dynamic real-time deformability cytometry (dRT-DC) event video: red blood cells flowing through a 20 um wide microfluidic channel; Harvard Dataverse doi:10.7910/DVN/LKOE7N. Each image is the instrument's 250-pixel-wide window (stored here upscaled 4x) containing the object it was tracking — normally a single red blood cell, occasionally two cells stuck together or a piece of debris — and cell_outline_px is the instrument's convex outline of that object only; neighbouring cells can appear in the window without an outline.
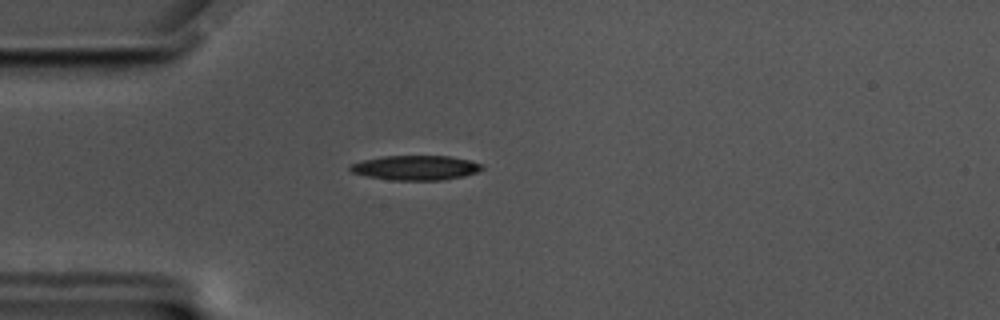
{"species": "common noctule bat (a hibernating species)", "species_latin": "Nyctalus noctula", "temperature_condition": "cold", "stored_images_in_passage": 58, "camera_frame_rate_fps": 3000, "um_per_image_px": 0.085, "animal": {"sex": "male", "body_mass_g": 17.5, "forearm_length_mm": 52.3}, "frame": {"image": 1, "passage_image": 16, "time_ms": 5.0, "image_size_px": [1000, 320], "cell_outline_px": [[484, 168], [476, 172], [464, 176], [444, 180], [388, 180], [368, 176], [352, 172], [348, 168], [352, 164], [364, 160], [384, 156], [448, 156], [468, 160], [484, 164]], "centroid_in_image_um": [35.36, 14.26], "position_along_channel_um": 49.6, "area_um2": 18.84}}
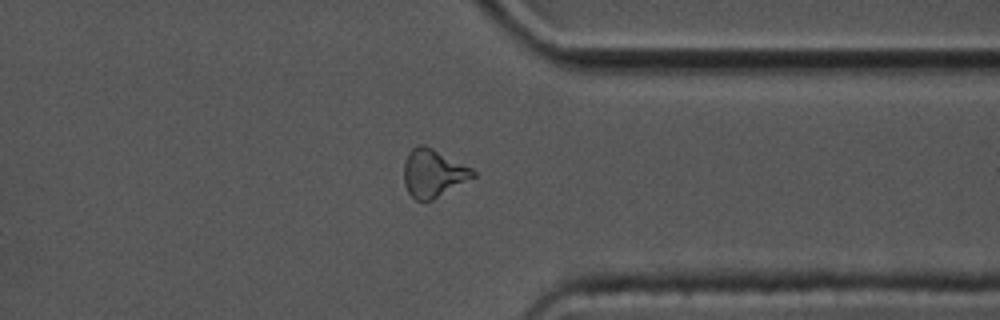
{"frame": {"image": 2, "passage_image": 45, "time_ms": 14.667, "image_size_px": [1000, 320], "cell_outline_px": [[476, 176], [432, 200], [424, 204], [416, 200], [408, 192], [404, 184], [404, 164], [408, 152], [416, 144], [424, 144], [472, 168], [476, 172]], "centroid_in_image_um": [36.8, 14.73], "position_along_channel_um": 374.6, "area_um2": 19.42}}
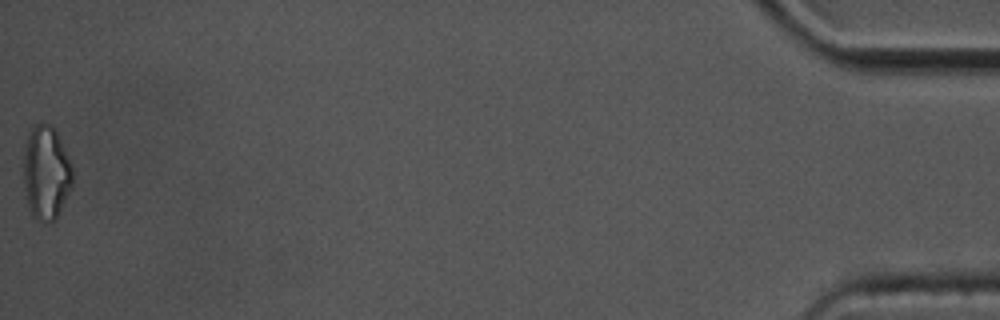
{"frame": {"image": 3, "passage_image": 58, "time_ms": 19.0, "image_size_px": [1000, 320], "cell_outline_px": [[72, 188], [56, 216], [52, 220], [40, 220], [32, 216], [28, 208], [24, 184], [24, 148], [28, 136], [32, 128], [36, 124], [52, 124], [56, 128], [72, 164]], "centroid_in_image_um": [3.93, 14.63], "position_along_channel_um": 431.3, "area_um2": 26.7}, "authors_computed_cell_mechanics": {"area_um2": 18.6694, "velocity_mm_per_s": 3.5111, "shape_relaxation_time_tau1_ms": 5.2414, "shape_relaxation_time_tau2_ms": null, "deformation_change_tau1": 0.1608, "deformation_change_tau2": null}}